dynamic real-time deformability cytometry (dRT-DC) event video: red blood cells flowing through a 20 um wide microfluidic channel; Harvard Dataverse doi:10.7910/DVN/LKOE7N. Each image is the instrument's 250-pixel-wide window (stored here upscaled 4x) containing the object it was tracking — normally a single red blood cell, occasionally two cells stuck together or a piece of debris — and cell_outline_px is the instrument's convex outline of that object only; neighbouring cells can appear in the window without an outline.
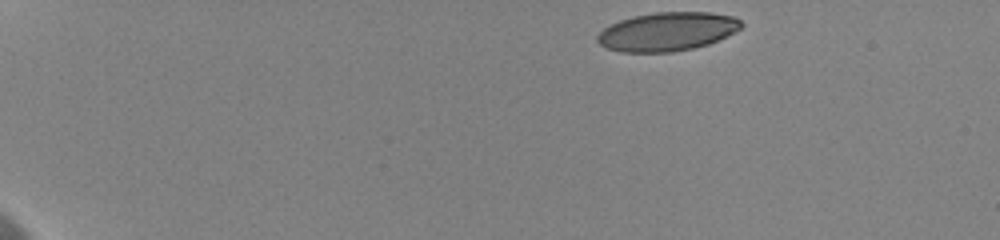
{"species": "human", "species_latin": "Homo sapiens", "temperature_condition": "cold", "stored_images_in_passage": 47, "camera_frame_rate_fps": 3000, "um_per_image_px": 0.085, "donor": {"sex": "female"}, "frame": {"image": 1, "passage_image": 1, "time_ms": 0.0, "image_size_px": [1000, 240], "cell_outline_px": [[744, 24], [740, 28], [708, 44], [692, 48], [672, 52], [620, 52], [608, 48], [600, 44], [596, 40], [596, 36], [604, 28], [620, 20], [632, 16], [656, 12], [712, 12], [732, 16], [740, 20]], "centroid_in_image_um": [56.69, 2.68], "position_along_channel_um": 28.3, "area_um2": 32.19}}
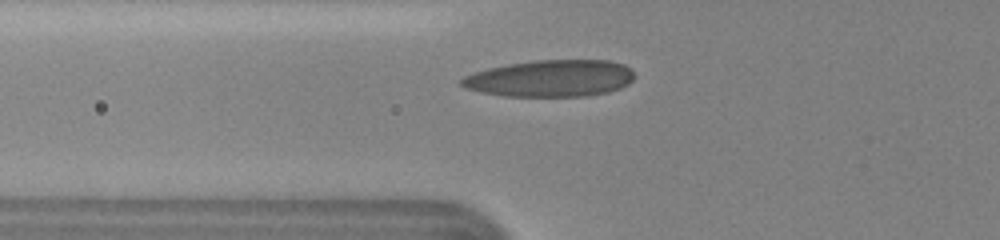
{"frame": {"image": 2, "passage_image": 22, "time_ms": 4.667, "image_size_px": [1000, 240], "cell_outline_px": [[632, 80], [628, 84], [620, 88], [608, 92], [584, 96], [504, 96], [480, 92], [464, 88], [460, 84], [460, 80], [464, 76], [472, 72], [488, 68], [508, 64], [532, 60], [608, 60], [624, 64], [632, 68]], "centroid_in_image_um": [46.76, 6.65], "position_along_channel_um": 79.0, "area_um2": 37.28}}